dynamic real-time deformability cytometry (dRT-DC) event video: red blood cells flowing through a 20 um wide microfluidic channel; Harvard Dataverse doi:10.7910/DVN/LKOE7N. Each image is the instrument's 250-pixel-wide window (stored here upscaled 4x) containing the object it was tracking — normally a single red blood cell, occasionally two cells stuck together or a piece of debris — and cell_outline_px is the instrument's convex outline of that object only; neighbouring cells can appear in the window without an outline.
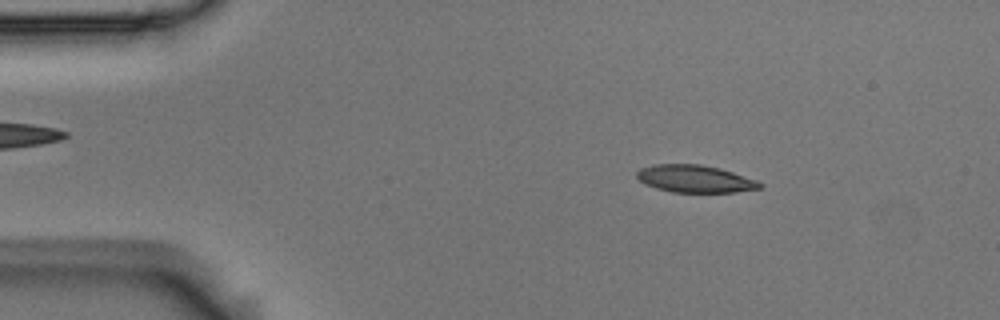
{"species": "Egyptian fruit bat (a non-hibernating species)", "species_latin": "Rousettus aegyptiacus", "temperature_condition": "room temperature", "stored_images_in_passage": 3, "camera_frame_rate_fps": 3000, "um_per_image_px": 0.085, "animal": {"sex": "male"}, "frame": {"image": 1, "passage_image": 1, "time_ms": 0.0, "image_size_px": [1000, 320], "cell_outline_px": [[764, 184], [760, 188], [736, 192], [672, 192], [656, 188], [644, 184], [636, 176], [636, 172], [640, 168], [652, 164], [700, 164], [720, 168], [756, 180]], "centroid_in_image_um": [59.04, 15.19], "position_along_channel_um": 26.0, "area_um2": 19.65}}